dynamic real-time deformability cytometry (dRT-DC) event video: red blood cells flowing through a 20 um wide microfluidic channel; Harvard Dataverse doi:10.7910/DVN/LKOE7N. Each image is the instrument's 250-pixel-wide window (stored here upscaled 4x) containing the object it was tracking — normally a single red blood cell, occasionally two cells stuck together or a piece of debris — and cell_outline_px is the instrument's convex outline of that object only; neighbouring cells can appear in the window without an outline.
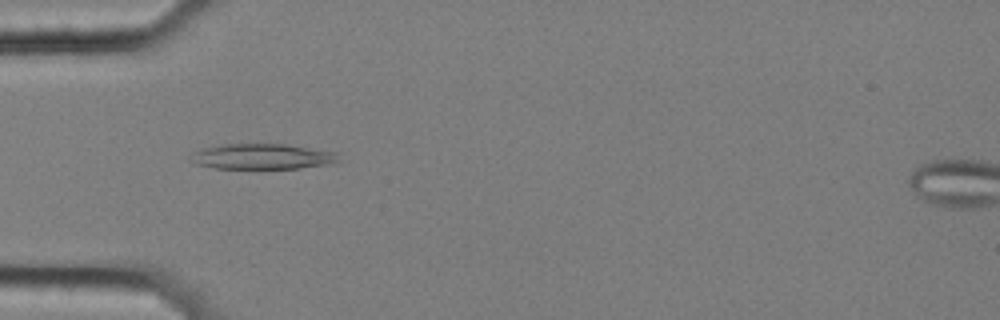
{"species": "common noctule bat (a hibernating species)", "species_latin": "Nyctalus noctula", "temperature_condition": "cold", "stored_images_in_passage": 57, "camera_frame_rate_fps": 3000, "um_per_image_px": 0.085, "animal": {"sex": "female", "body_mass_g": 25.1}, "frame": {"image": 1, "passage_image": 18, "time_ms": 5.667, "image_size_px": [1000, 320], "cell_outline_px": [[340, 160], [336, 164], [300, 168], [216, 168], [196, 164], [192, 152], [204, 148], [224, 144], [288, 144], [336, 152]], "centroid_in_image_um": [22.41, 13.3], "position_along_channel_um": 62.6, "area_um2": 21.85}}
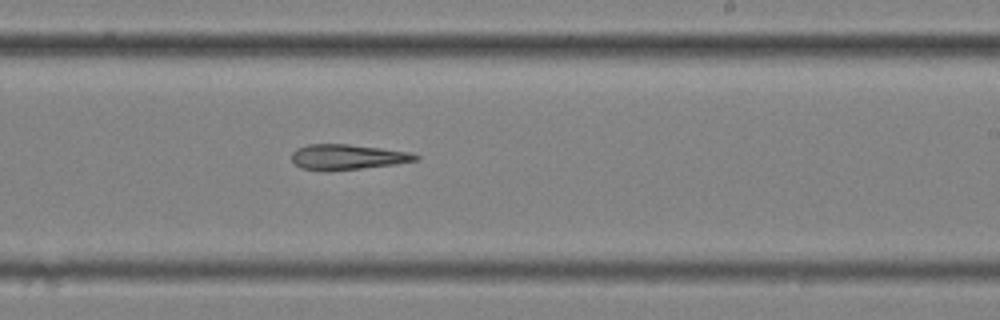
{"frame": {"image": 2, "passage_image": 35, "time_ms": 11.333, "image_size_px": [1000, 320], "cell_outline_px": [[420, 160], [396, 164], [360, 168], [300, 168], [292, 160], [292, 152], [296, 148], [308, 144], [348, 144], [380, 148], [408, 152], [420, 156]], "centroid_in_image_um": [29.58, 13.3], "position_along_channel_um": 259.4, "area_um2": 17.51}}
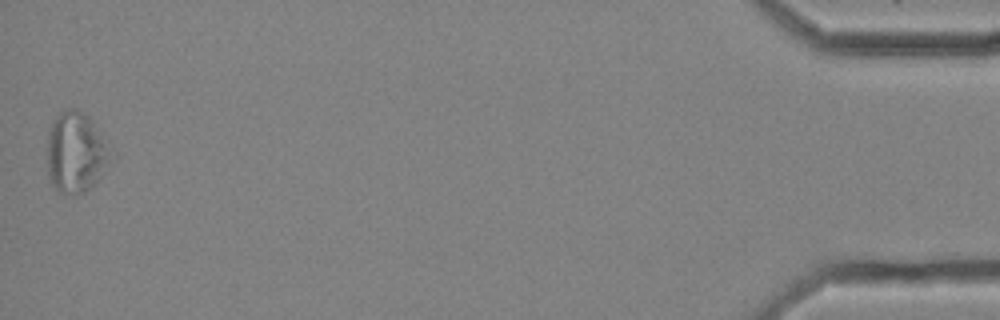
{"frame": {"image": 3, "passage_image": 57, "time_ms": 18.667, "image_size_px": [1000, 320], "cell_outline_px": [[120, 156], [84, 192], [60, 192], [52, 184], [48, 176], [48, 132], [52, 120], [60, 112], [68, 108], [76, 108], [84, 112], [88, 116]], "centroid_in_image_um": [6.54, 12.9], "position_along_channel_um": 428.7, "area_um2": 30.58}}